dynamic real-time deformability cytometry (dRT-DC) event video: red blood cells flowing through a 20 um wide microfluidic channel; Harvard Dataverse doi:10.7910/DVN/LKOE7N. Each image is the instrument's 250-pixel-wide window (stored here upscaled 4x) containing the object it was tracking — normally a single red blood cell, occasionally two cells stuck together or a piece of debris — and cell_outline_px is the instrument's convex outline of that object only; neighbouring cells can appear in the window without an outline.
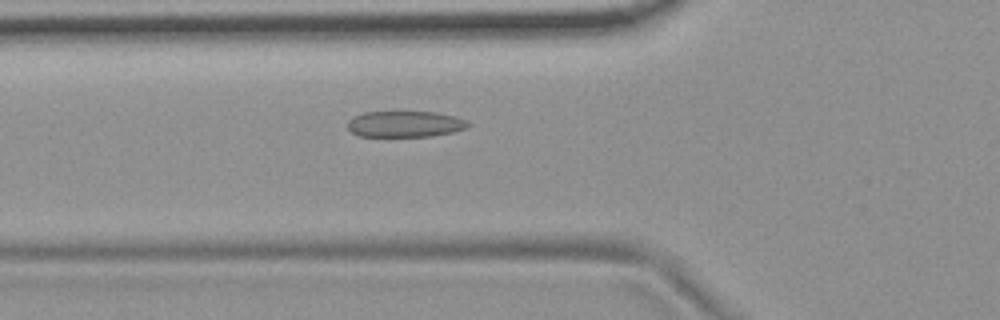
{"species": "common noctule bat (a hibernating species)", "species_latin": "Nyctalus noctula", "temperature_condition": "room temperature", "stored_images_in_passage": 38, "camera_frame_rate_fps": 3000, "um_per_image_px": 0.085, "animal": {"sex": "female", "body_mass_g": 19.9}, "frame": {"image": 1, "passage_image": 3, "time_ms": 0.667, "image_size_px": [1000, 320], "cell_outline_px": [[472, 124], [468, 128], [452, 132], [432, 136], [360, 136], [352, 132], [348, 128], [348, 120], [352, 116], [364, 112], [436, 112], [456, 116]], "centroid_in_image_um": [34.44, 10.54], "position_along_channel_um": 91.4, "area_um2": 18.38}}
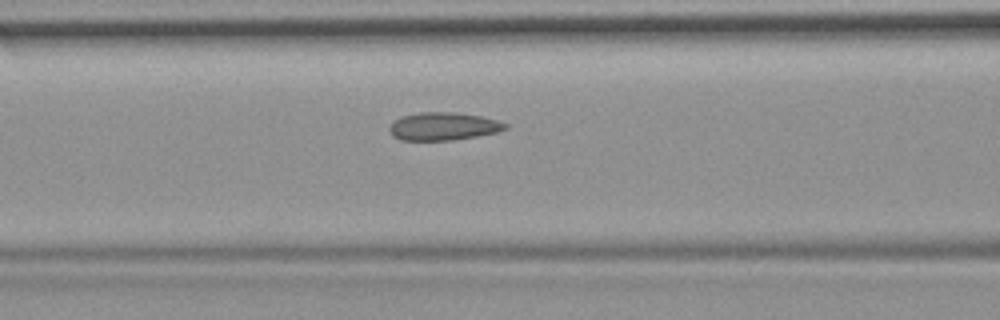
{"frame": {"image": 2, "passage_image": 6, "time_ms": 1.667, "image_size_px": [1000, 320], "cell_outline_px": [[508, 128], [496, 132], [476, 136], [452, 140], [400, 140], [392, 136], [388, 128], [400, 116], [420, 112], [456, 112], [480, 116], [496, 120], [508, 124]], "centroid_in_image_um": [37.66, 10.73], "position_along_channel_um": 128.9, "area_um2": 18.79}}
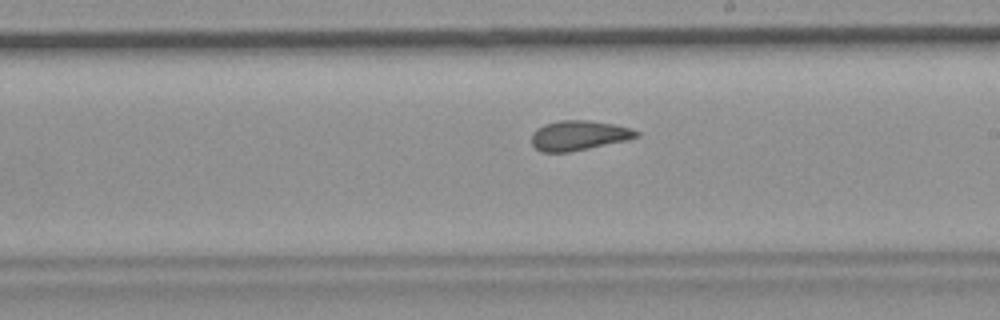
{"frame": {"image": 3, "passage_image": 15, "time_ms": 4.667, "image_size_px": [1000, 320], "cell_outline_px": [[640, 136], [628, 140], [568, 152], [540, 152], [532, 144], [532, 132], [536, 128], [544, 124], [560, 120], [588, 120], [612, 124], [632, 128], [640, 132]], "centroid_in_image_um": [49.2, 11.51], "position_along_channel_um": 239.8, "area_um2": 18.26}, "authors_computed_cell_mechanics": {"area_um2": 18.6405, "velocity_mm_per_s": 3.7148, "shape_relaxation_time_tau1_ms": null, "shape_relaxation_time_tau2_ms": 1.1986, "deformation_change_tau1": null, "deformation_change_tau2": 0.0801}}